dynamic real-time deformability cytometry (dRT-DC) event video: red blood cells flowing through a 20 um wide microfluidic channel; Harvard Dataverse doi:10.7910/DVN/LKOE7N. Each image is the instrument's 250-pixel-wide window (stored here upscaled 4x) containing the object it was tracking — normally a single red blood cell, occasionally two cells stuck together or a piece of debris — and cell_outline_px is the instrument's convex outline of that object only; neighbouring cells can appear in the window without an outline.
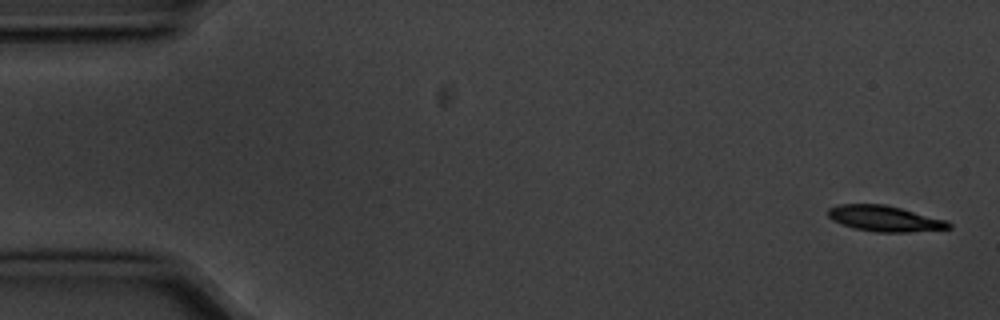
{"species": "common noctule bat (a hibernating species)", "species_latin": "Nyctalus noctula", "temperature_condition": "cold", "stored_images_in_passage": 6, "camera_frame_rate_fps": 3000, "um_per_image_px": 0.085, "animal": {"sex": "male", "body_mass_g": 20.1, "forearm_length_mm": 53.5}, "frame": {"image": 1, "passage_image": 1, "time_ms": 0.0, "image_size_px": [1000, 320], "cell_outline_px": [[952, 228], [908, 232], [876, 232], [852, 228], [840, 224], [832, 220], [828, 216], [828, 208], [840, 204], [884, 204], [948, 220], [952, 224]], "centroid_in_image_um": [75.19, 18.58], "position_along_channel_um": 9.8, "area_um2": 18.21}}
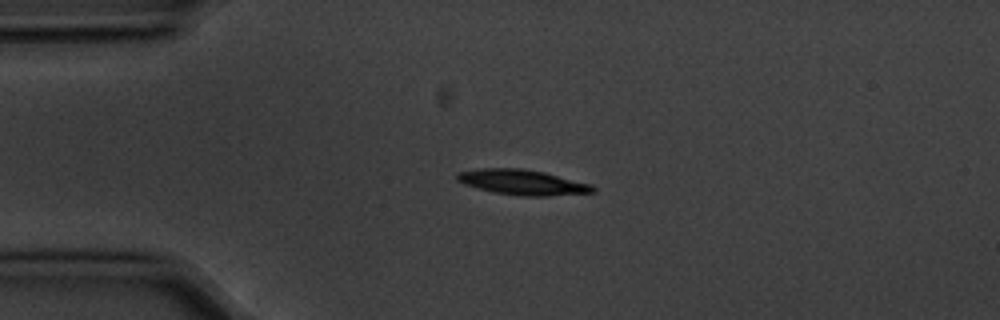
{"frame": {"image": 2, "passage_image": 4, "time_ms": 1.0, "image_size_px": [1000, 320], "cell_outline_px": [[596, 192], [548, 196], [524, 196], [496, 192], [464, 184], [456, 180], [456, 176], [460, 172], [484, 168], [520, 168], [544, 172], [592, 184], [596, 188]], "centroid_in_image_um": [44.47, 15.49], "position_along_channel_um": 40.5, "area_um2": 19.71}}